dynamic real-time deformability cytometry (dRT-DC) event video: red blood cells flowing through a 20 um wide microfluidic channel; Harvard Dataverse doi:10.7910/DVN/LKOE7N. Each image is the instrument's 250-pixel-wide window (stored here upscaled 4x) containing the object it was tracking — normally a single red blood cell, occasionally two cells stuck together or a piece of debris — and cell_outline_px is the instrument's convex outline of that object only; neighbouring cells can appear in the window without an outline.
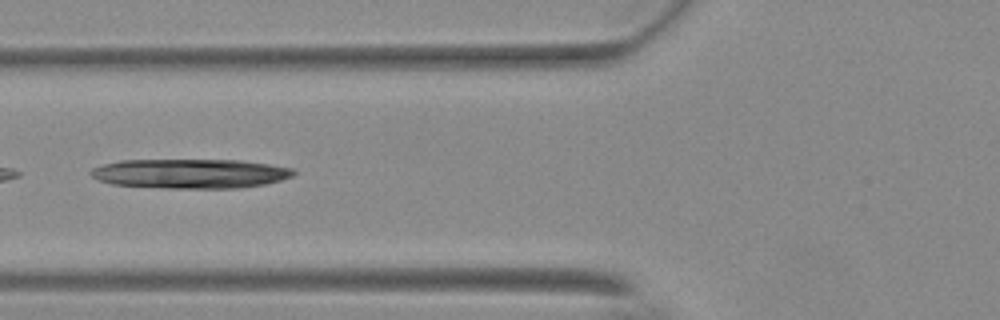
{"species": "Egyptian fruit bat (a non-hibernating species)", "species_latin": "Rousettus aegyptiacus", "temperature_condition": "warm", "stored_images_in_passage": 33, "camera_frame_rate_fps": 3000, "um_per_image_px": 0.085, "animal": {"sex": "female"}, "frame": {"image": 1, "passage_image": 7, "time_ms": 2.0, "image_size_px": [1000, 320], "cell_outline_px": [[296, 172], [292, 176], [280, 180], [264, 184], [236, 188], [164, 188], [112, 184], [100, 180], [92, 176], [88, 172], [92, 168], [104, 164], [120, 160], [240, 160], [268, 164], [292, 168]], "centroid_in_image_um": [16.16, 14.75], "position_along_channel_um": 109.6, "area_um2": 34.68}}
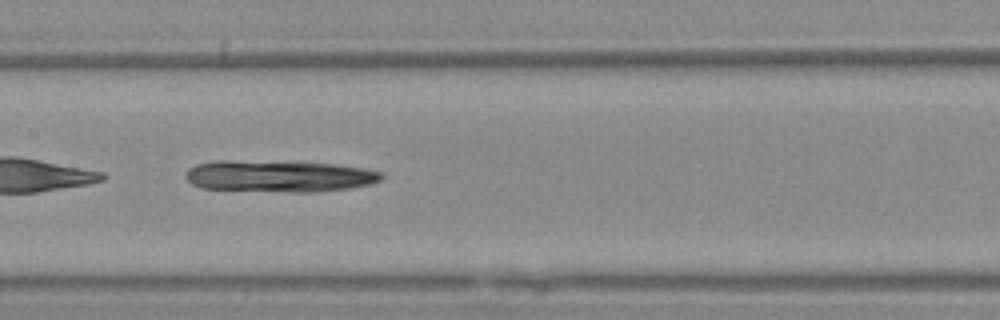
{"frame": {"image": 2, "passage_image": 13, "time_ms": 4.0, "image_size_px": [1000, 320], "cell_outline_px": [[384, 176], [380, 180], [372, 184], [348, 188], [316, 192], [292, 192], [204, 188], [192, 184], [184, 176], [188, 168], [196, 164], [220, 160], [224, 160], [336, 164], [360, 168], [380, 172]], "centroid_in_image_um": [23.7, 14.98], "position_along_channel_um": 183.7, "area_um2": 35.72}}
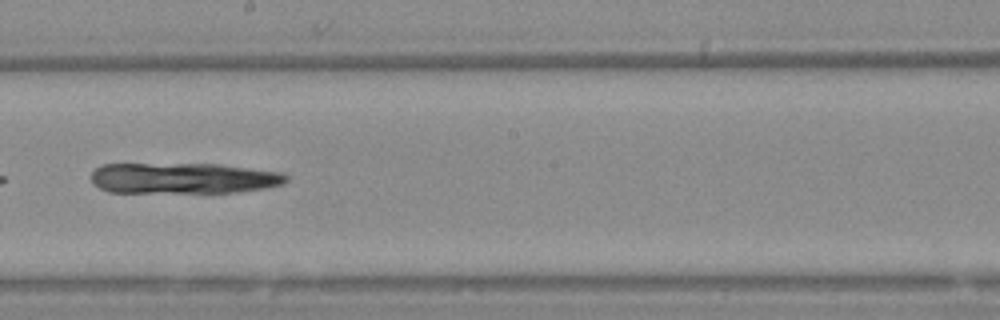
{"frame": {"image": 3, "passage_image": 17, "time_ms": 5.333, "image_size_px": [1000, 320], "cell_outline_px": [[288, 180], [284, 184], [264, 188], [236, 192], [108, 192], [92, 184], [92, 172], [100, 164], [220, 164], [280, 172], [288, 176]], "centroid_in_image_um": [15.57, 15.14], "position_along_channel_um": 232.6, "area_um2": 35.08}}